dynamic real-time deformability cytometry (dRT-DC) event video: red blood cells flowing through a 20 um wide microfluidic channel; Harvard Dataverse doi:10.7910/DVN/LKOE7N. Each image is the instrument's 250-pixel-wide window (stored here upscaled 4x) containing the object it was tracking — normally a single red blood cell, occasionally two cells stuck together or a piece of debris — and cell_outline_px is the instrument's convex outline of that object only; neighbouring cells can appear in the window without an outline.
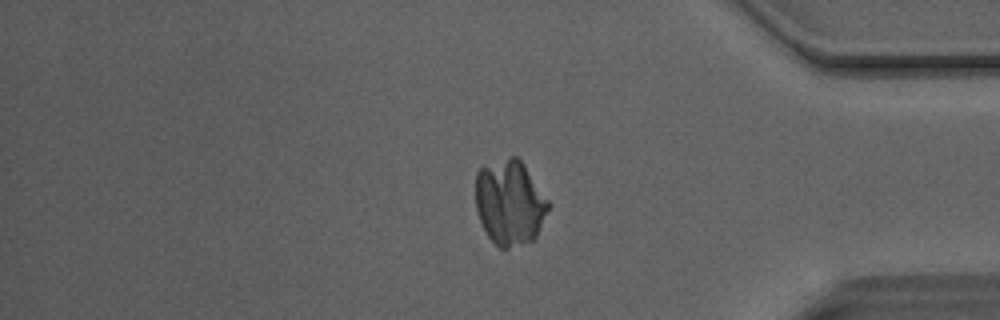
{"species": "Egyptian fruit bat (a non-hibernating species)", "species_latin": "Rousettus aegyptiacus", "temperature_condition": "room temperature", "stored_images_in_passage": 42, "camera_frame_rate_fps": 3000, "um_per_image_px": 0.085, "animal": {"sex": "male"}, "frame": {"image": 1, "passage_image": 34, "time_ms": 11.0, "image_size_px": [1000, 320], "cell_outline_px": [[552, 204], [536, 236], [532, 240], [508, 248], [500, 248], [488, 236], [480, 220], [476, 208], [476, 172], [480, 168], [508, 156], [516, 156], [524, 164]], "centroid_in_image_um": [43.35, 17.2], "position_along_channel_um": 391.9, "area_um2": 36.13}}
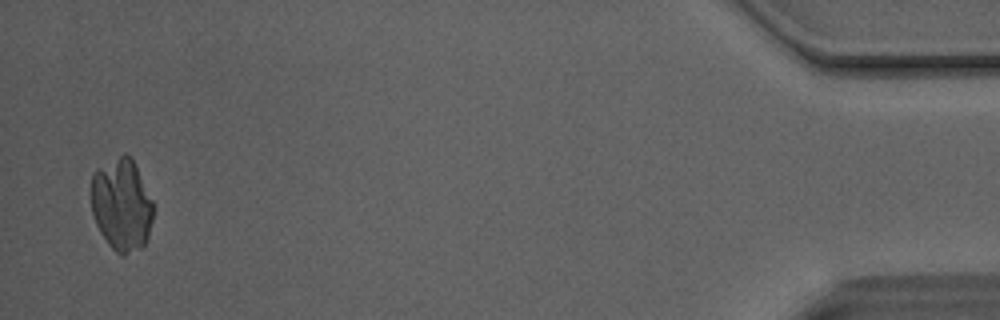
{"frame": {"image": 2, "passage_image": 41, "time_ms": 13.333, "image_size_px": [1000, 320], "cell_outline_px": [[156, 208], [148, 236], [144, 244], [140, 248], [124, 256], [120, 256], [108, 244], [100, 232], [96, 224], [92, 212], [92, 172], [96, 168], [124, 152], [132, 160], [156, 204]], "centroid_in_image_um": [10.37, 17.41], "position_along_channel_um": 424.8, "area_um2": 33.87}}